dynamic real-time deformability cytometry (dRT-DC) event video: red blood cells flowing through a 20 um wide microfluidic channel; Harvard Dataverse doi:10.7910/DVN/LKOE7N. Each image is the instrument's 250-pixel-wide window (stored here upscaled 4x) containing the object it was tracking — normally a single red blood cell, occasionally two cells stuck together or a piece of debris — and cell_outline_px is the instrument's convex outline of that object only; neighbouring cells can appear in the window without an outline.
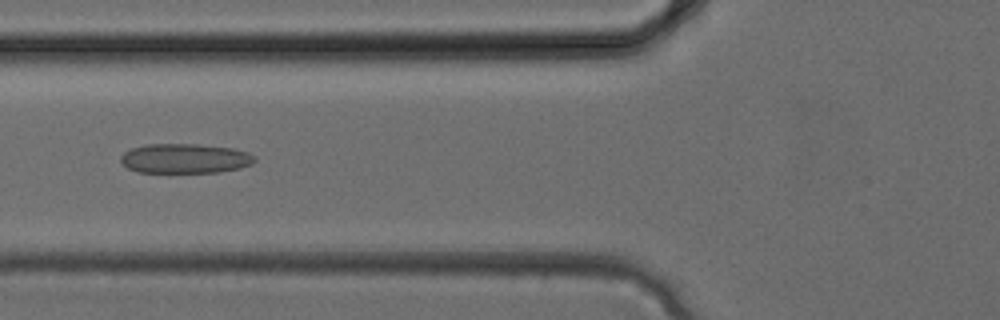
{"species": "common noctule bat (a hibernating species)", "species_latin": "Nyctalus noctula", "temperature_condition": "cold", "stored_images_in_passage": 32, "camera_frame_rate_fps": 3000, "um_per_image_px": 0.085, "animal": {"sex": "female", "body_mass_g": 24.6, "forearm_length_mm": 56.2}, "frame": {"image": 1, "passage_image": 12, "time_ms": 3.667, "image_size_px": [1000, 320], "cell_outline_px": [[256, 160], [252, 164], [240, 168], [220, 172], [136, 172], [128, 168], [120, 160], [120, 156], [124, 152], [132, 148], [144, 144], [200, 144], [232, 148], [248, 152], [256, 156]], "centroid_in_image_um": [15.74, 13.46], "position_along_channel_um": 110.1, "area_um2": 23.29}}
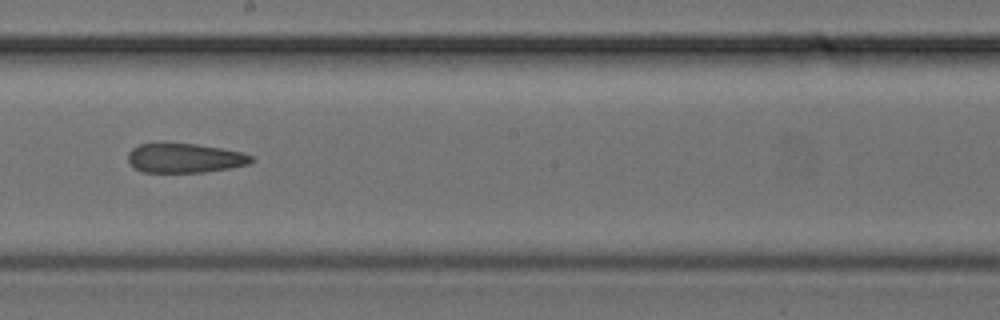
{"frame": {"image": 2, "passage_image": 18, "time_ms": 5.667, "image_size_px": [1000, 320], "cell_outline_px": [[256, 160], [248, 164], [228, 168], [204, 172], [140, 172], [128, 160], [128, 152], [132, 148], [140, 144], [196, 144], [244, 152], [252, 156]], "centroid_in_image_um": [15.73, 13.44], "position_along_channel_um": 232.5, "area_um2": 20.92}}
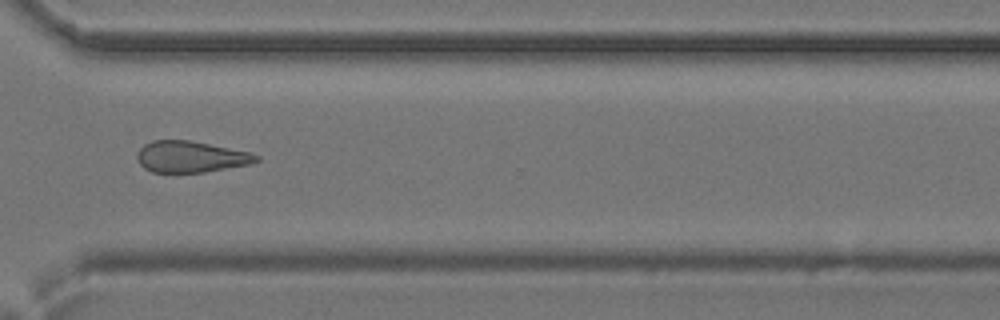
{"frame": {"image": 3, "passage_image": 24, "time_ms": 7.667, "image_size_px": [1000, 320], "cell_outline_px": [[260, 160], [252, 164], [204, 172], [152, 172], [144, 168], [140, 164], [136, 156], [136, 152], [144, 144], [152, 140], [188, 140], [248, 152], [260, 156]], "centroid_in_image_um": [16.19, 13.33], "position_along_channel_um": 354.4, "area_um2": 21.68}}